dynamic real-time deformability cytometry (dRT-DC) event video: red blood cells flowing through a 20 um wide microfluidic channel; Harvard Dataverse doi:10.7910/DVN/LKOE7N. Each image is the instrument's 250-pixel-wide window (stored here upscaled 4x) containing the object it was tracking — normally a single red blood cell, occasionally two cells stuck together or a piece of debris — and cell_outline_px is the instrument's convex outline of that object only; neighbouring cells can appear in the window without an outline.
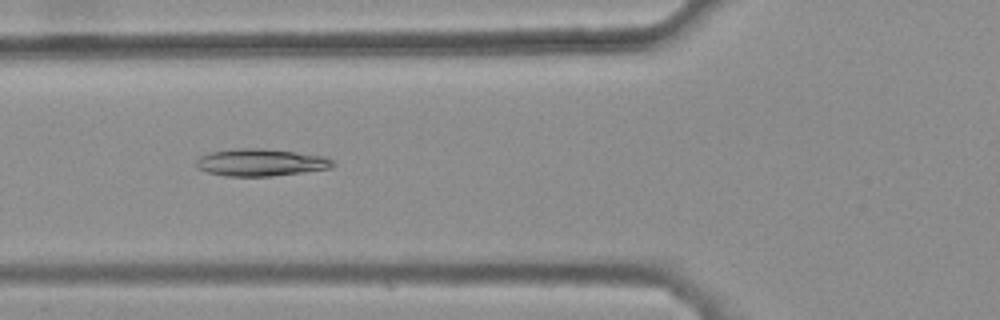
{"species": "common noctule bat (a hibernating species)", "species_latin": "Nyctalus noctula", "temperature_condition": "warm", "stored_images_in_passage": 33, "camera_frame_rate_fps": 3000, "um_per_image_px": 0.085, "animal": {"sex": "female", "body_mass_g": 25.1}, "frame": {"image": 1, "passage_image": 11, "time_ms": 3.333, "image_size_px": [1000, 320], "cell_outline_px": [[336, 164], [328, 168], [272, 176], [224, 176], [208, 172], [196, 168], [196, 160], [200, 156], [208, 152], [232, 148], [264, 148], [324, 156], [332, 160]], "centroid_in_image_um": [22.09, 13.79], "position_along_channel_um": 103.7, "area_um2": 21.68}}
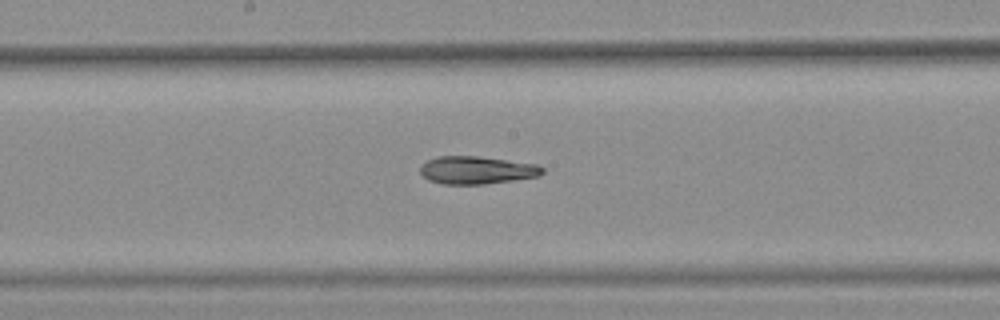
{"frame": {"image": 2, "passage_image": 19, "time_ms": 6.0, "image_size_px": [1000, 320], "cell_outline_px": [[544, 172], [540, 176], [484, 184], [440, 184], [428, 180], [420, 172], [420, 168], [428, 160], [436, 156], [480, 156], [536, 164], [544, 168]], "centroid_in_image_um": [40.53, 14.46], "position_along_channel_um": 207.7, "area_um2": 19.77}}
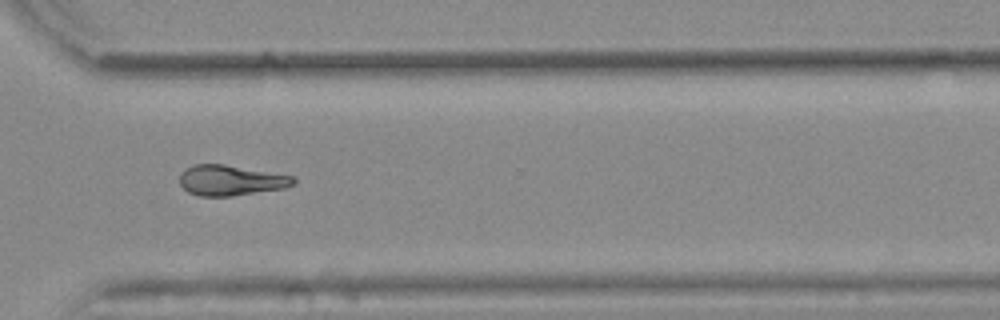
{"frame": {"image": 3, "passage_image": 30, "time_ms": 9.667, "image_size_px": [1000, 320], "cell_outline_px": [[296, 184], [284, 188], [232, 196], [200, 196], [188, 192], [180, 184], [180, 172], [184, 168], [192, 164], [224, 164], [292, 176], [296, 180]], "centroid_in_image_um": [19.58, 15.32], "position_along_channel_um": 351.0, "area_um2": 20.17}}